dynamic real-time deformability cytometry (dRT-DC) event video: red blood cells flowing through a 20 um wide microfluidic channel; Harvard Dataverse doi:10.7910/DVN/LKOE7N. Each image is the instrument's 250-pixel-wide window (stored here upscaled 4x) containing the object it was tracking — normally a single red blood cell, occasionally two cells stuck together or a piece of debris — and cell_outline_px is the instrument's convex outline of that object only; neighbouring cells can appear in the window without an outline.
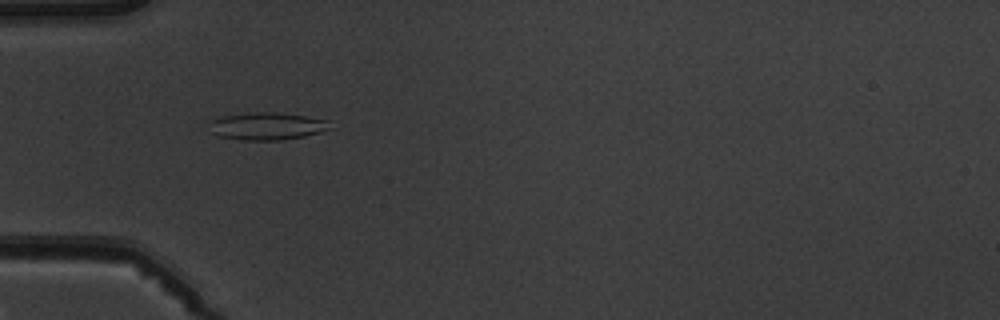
{"species": "common noctule bat (a hibernating species)", "species_latin": "Nyctalus noctula", "temperature_condition": "warm", "stored_images_in_passage": 5, "camera_frame_rate_fps": 3000, "um_per_image_px": 0.085, "animal": {"sex": "male", "body_mass_g": 19.5, "forearm_length_mm": 54.6}, "frame": {"image": 1, "passage_image": 4, "time_ms": 3.333, "image_size_px": [1000, 320], "cell_outline_px": [[328, 128], [320, 132], [304, 136], [280, 140], [244, 140], [216, 136], [208, 132], [204, 124], [208, 120], [224, 116], [252, 112], [276, 112], [304, 116], [328, 120]], "centroid_in_image_um": [22.53, 10.72], "position_along_channel_um": 62.5, "area_um2": 19.54}}
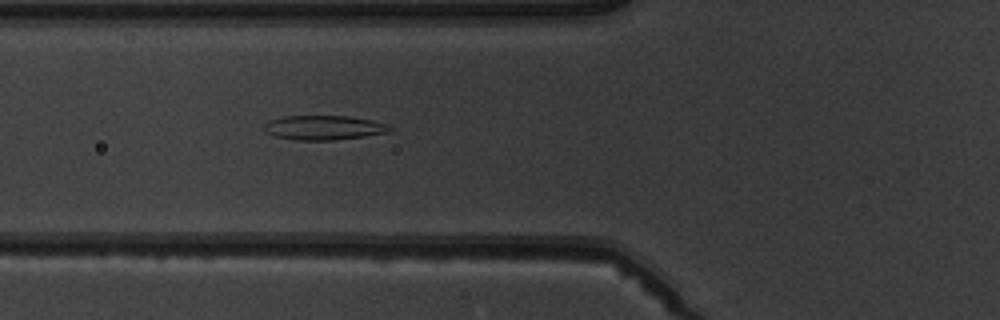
{"frame": {"image": 2, "passage_image": 5, "time_ms": 4.333, "image_size_px": [1000, 320], "cell_outline_px": [[392, 128], [388, 132], [364, 136], [336, 140], [292, 140], [272, 136], [264, 132], [264, 124], [268, 120], [284, 116], [348, 116], [372, 120], [388, 124]], "centroid_in_image_um": [27.46, 10.85], "position_along_channel_um": 98.3, "area_um2": 18.09}}